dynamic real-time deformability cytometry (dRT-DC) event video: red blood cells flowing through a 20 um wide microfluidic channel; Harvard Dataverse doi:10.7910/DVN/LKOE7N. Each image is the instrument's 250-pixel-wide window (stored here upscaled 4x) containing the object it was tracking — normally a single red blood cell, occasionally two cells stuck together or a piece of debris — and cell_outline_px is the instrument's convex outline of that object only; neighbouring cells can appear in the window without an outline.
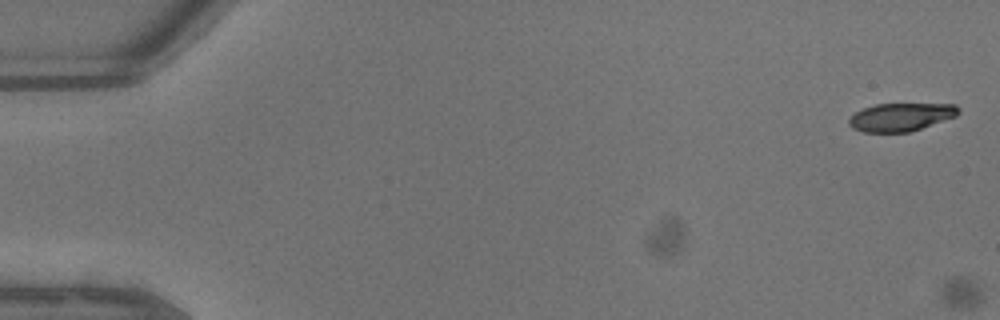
{"species": "common noctule bat (a hibernating species)", "species_latin": "Nyctalus noctula", "temperature_condition": "warm", "stored_images_in_passage": 3, "camera_frame_rate_fps": 3000, "um_per_image_px": 0.085, "animal": {"sex": "male", "body_mass_g": 13.3}, "frame": {"image": 1, "passage_image": 1, "time_ms": 0.0, "image_size_px": [1000, 320], "cell_outline_px": [[960, 112], [956, 116], [908, 132], [864, 132], [852, 128], [848, 124], [848, 120], [856, 112], [864, 108], [876, 104], [956, 104], [960, 108]], "centroid_in_image_um": [76.57, 9.94], "position_along_channel_um": 8.4, "area_um2": 17.74}}